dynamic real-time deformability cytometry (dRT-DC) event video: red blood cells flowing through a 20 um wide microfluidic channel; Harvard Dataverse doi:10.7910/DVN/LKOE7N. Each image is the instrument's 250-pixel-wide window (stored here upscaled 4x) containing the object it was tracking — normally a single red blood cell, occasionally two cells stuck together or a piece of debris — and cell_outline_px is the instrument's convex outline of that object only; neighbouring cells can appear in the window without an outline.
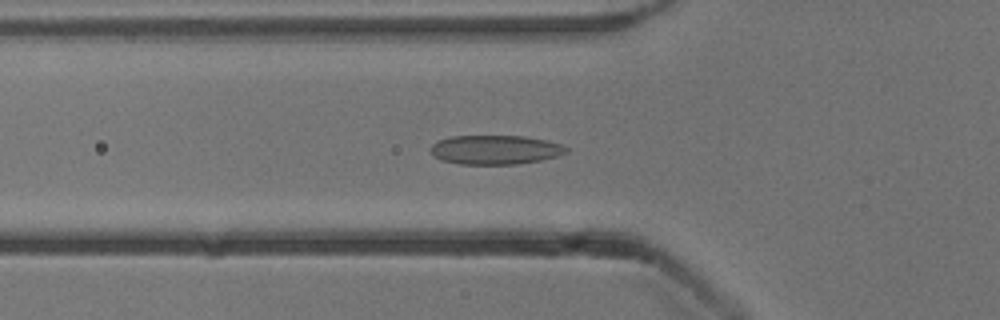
{"species": "common noctule bat (a hibernating species)", "species_latin": "Nyctalus noctula", "temperature_condition": "cold", "stored_images_in_passage": 53, "segment_of_instrument_passage": [1, 2], "camera_frame_rate_fps": 3000, "um_per_image_px": 0.085, "animal": {"sex": "male", "body_mass_g": 13.3}, "frame": {"image": 1, "passage_image": 17, "time_ms": 5.333, "image_size_px": [1000, 320], "cell_outline_px": [[568, 152], [556, 156], [540, 160], [516, 164], [460, 164], [440, 160], [428, 148], [436, 140], [448, 136], [524, 136], [544, 140], [560, 144], [568, 148]], "centroid_in_image_um": [42.04, 12.72], "position_along_channel_um": 83.8, "area_um2": 23.06}}
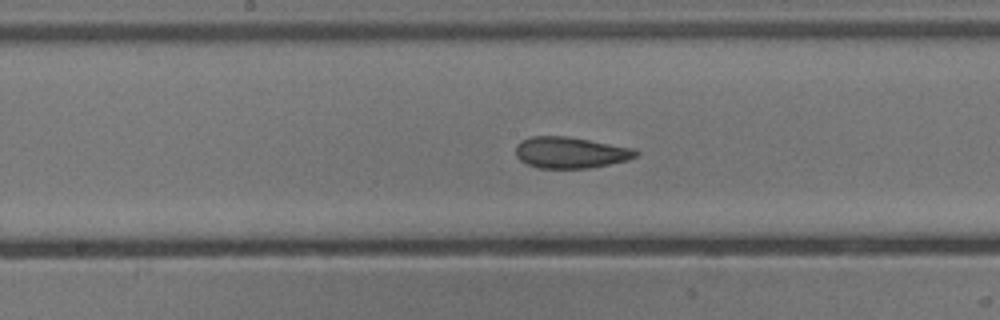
{"frame": {"image": 2, "passage_image": 26, "time_ms": 8.333, "image_size_px": [1000, 320], "cell_outline_px": [[640, 152], [636, 156], [628, 160], [588, 168], [540, 168], [528, 164], [520, 160], [516, 156], [516, 144], [520, 140], [532, 136], [568, 136], [636, 148]], "centroid_in_image_um": [48.5, 12.95], "position_along_channel_um": 199.7, "area_um2": 22.02}}
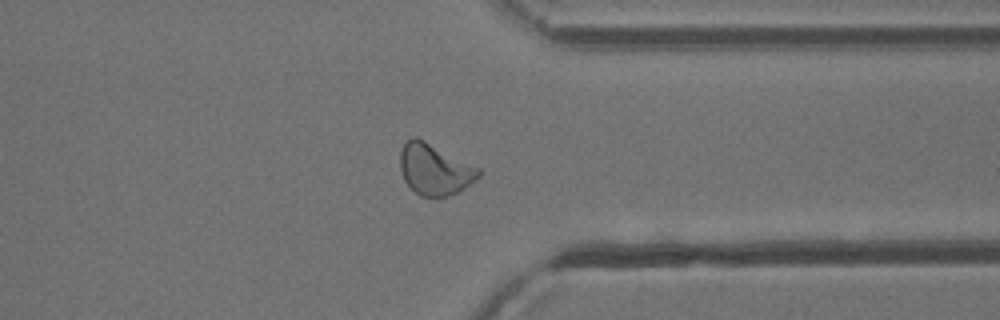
{"frame": {"image": 3, "passage_image": 40, "time_ms": 13.0, "image_size_px": [1000, 320], "cell_outline_px": [[480, 176], [464, 188], [448, 196], [420, 196], [404, 180], [400, 168], [400, 152], [404, 140], [412, 136], [416, 136], [480, 168]], "centroid_in_image_um": [36.91, 14.36], "position_along_channel_um": 374.5, "area_um2": 23.24}}